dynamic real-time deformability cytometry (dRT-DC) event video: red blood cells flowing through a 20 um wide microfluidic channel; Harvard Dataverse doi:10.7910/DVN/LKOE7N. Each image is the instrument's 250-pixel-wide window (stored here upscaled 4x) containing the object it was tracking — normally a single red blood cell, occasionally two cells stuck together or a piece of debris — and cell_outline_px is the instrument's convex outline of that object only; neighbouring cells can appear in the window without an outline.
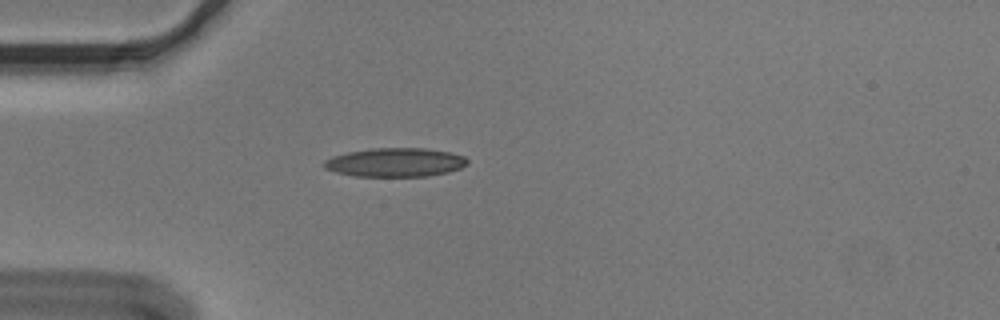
{"species": "Egyptian fruit bat (a non-hibernating species)", "species_latin": "Rousettus aegyptiacus", "temperature_condition": "cold", "stored_images_in_passage": 41, "camera_frame_rate_fps": 3000, "um_per_image_px": 0.085, "animal": {"sex": "male"}, "frame": {"image": 1, "passage_image": 1, "time_ms": 0.0, "image_size_px": [1000, 320], "cell_outline_px": [[468, 164], [460, 168], [448, 172], [428, 176], [356, 176], [336, 172], [324, 168], [320, 164], [324, 160], [332, 156], [348, 152], [372, 148], [424, 148], [452, 152], [464, 156], [468, 160]], "centroid_in_image_um": [33.59, 13.79], "position_along_channel_um": 51.4, "area_um2": 24.22}}
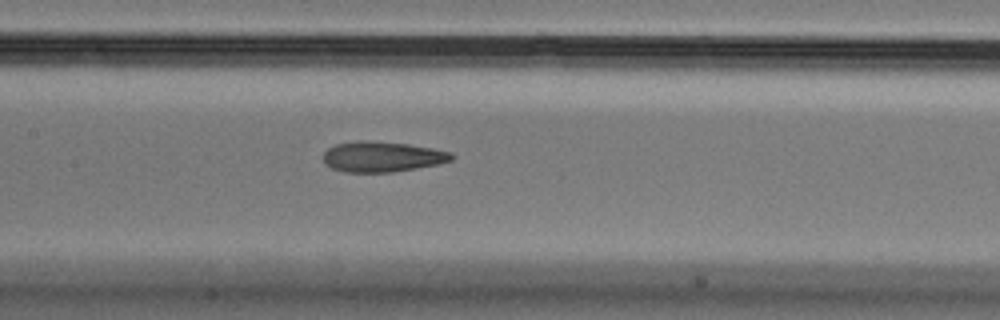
{"frame": {"image": 2, "passage_image": 12, "time_ms": 3.667, "image_size_px": [1000, 320], "cell_outline_px": [[456, 156], [452, 160], [440, 164], [392, 172], [344, 172], [332, 168], [324, 164], [324, 152], [328, 148], [336, 144], [356, 140], [368, 140], [408, 144], [432, 148], [452, 152]], "centroid_in_image_um": [32.5, 13.31], "position_along_channel_um": 174.9, "area_um2": 22.95}}
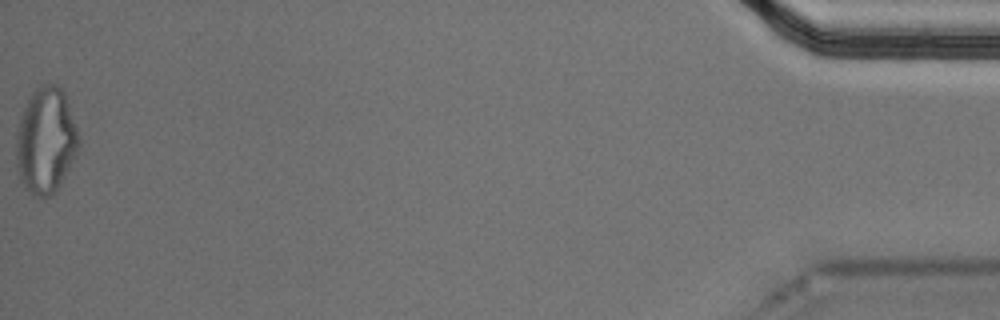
{"frame": {"image": 3, "passage_image": 41, "time_ms": 13.333, "image_size_px": [1000, 320], "cell_outline_px": [[80, 148], [76, 156], [56, 192], [48, 196], [32, 196], [24, 188], [20, 180], [16, 168], [16, 136], [20, 120], [24, 108], [32, 92], [36, 88], [44, 84], [56, 84], [64, 92], [80, 136]], "centroid_in_image_um": [3.9, 11.99], "position_along_channel_um": 431.3, "area_um2": 38.96}, "authors_computed_cell_mechanics": {"area_um2": 23.5824, "velocity_mm_per_s": 3.6333, "shape_relaxation_time_tau1_ms": 5.5675, "shape_relaxation_time_tau2_ms": 2.5135, "deformation_change_tau1": 0.1795, "deformation_change_tau2": 0.12}}